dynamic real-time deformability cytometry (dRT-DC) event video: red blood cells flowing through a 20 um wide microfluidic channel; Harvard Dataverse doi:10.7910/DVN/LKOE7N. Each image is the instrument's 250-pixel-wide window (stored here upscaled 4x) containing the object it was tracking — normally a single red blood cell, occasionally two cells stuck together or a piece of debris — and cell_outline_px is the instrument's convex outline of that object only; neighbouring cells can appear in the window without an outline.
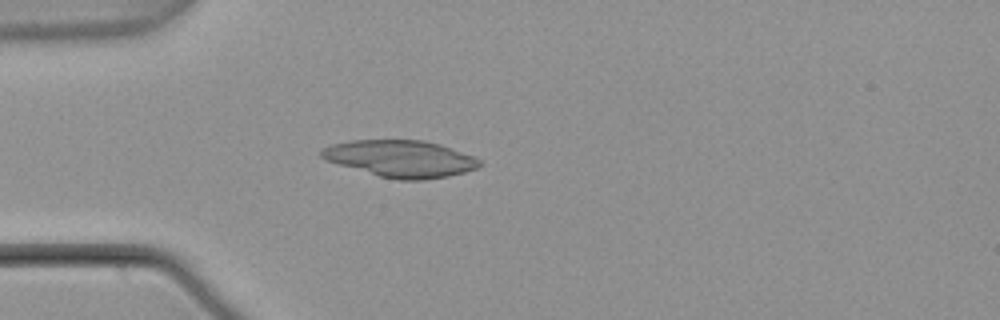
{"species": "common noctule bat (a hibernating species)", "species_latin": "Nyctalus noctula", "temperature_condition": "warm", "stored_images_in_passage": 4, "camera_frame_rate_fps": 3000, "um_per_image_px": 0.085, "animal": {"sex": "male", "body_mass_g": 21.5, "forearm_length_mm": 52.0}, "frame": {"image": 1, "passage_image": 4, "time_ms": 1.0, "image_size_px": [1000, 320], "cell_outline_px": [[484, 164], [476, 168], [464, 172], [448, 176], [424, 180], [400, 180], [380, 176], [340, 164], [328, 160], [320, 156], [320, 152], [324, 148], [332, 144], [352, 140], [424, 140], [440, 144], [476, 156]], "centroid_in_image_um": [34.13, 13.48], "position_along_channel_um": 50.9, "area_um2": 33.76}}